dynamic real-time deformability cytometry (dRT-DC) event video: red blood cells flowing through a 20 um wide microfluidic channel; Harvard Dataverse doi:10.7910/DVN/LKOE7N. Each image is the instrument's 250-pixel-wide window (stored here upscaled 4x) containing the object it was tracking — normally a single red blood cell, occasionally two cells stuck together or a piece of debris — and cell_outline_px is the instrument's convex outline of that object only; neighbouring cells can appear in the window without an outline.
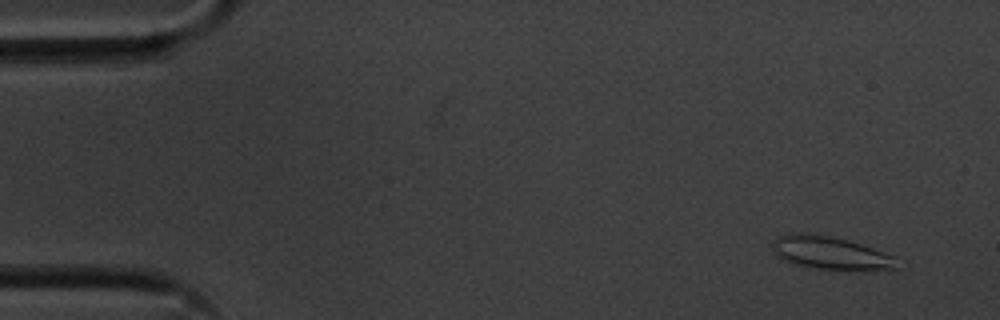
{"species": "common noctule bat (a hibernating species)", "species_latin": "Nyctalus noctula", "temperature_condition": "cold", "stored_images_in_passage": 16, "camera_frame_rate_fps": 3000, "um_per_image_px": 0.085, "animal": {"sex": "male", "body_mass_g": 20.1, "forearm_length_mm": 53.5}, "frame": {"image": 1, "passage_image": 3, "time_ms": 0.667, "image_size_px": [1000, 320], "cell_outline_px": [[896, 268], [860, 272], [848, 272], [804, 268], [792, 264], [776, 256], [772, 248], [772, 244], [776, 236], [804, 232], [832, 236], [848, 240], [872, 248], [892, 256]], "centroid_in_image_um": [70.52, 21.55], "position_along_channel_um": 14.5, "area_um2": 24.62}}
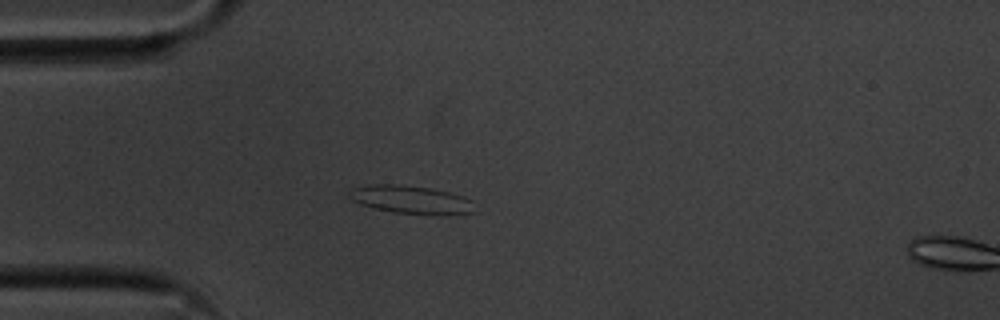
{"frame": {"image": 2, "passage_image": 14, "time_ms": 4.333, "image_size_px": [1000, 320], "cell_outline_px": [[476, 212], [444, 216], [392, 212], [372, 208], [360, 204], [352, 200], [348, 192], [352, 188], [368, 184], [400, 184], [432, 188], [464, 196], [472, 200]], "centroid_in_image_um": [34.97, 16.98], "position_along_channel_um": 50.0, "area_um2": 21.1}}